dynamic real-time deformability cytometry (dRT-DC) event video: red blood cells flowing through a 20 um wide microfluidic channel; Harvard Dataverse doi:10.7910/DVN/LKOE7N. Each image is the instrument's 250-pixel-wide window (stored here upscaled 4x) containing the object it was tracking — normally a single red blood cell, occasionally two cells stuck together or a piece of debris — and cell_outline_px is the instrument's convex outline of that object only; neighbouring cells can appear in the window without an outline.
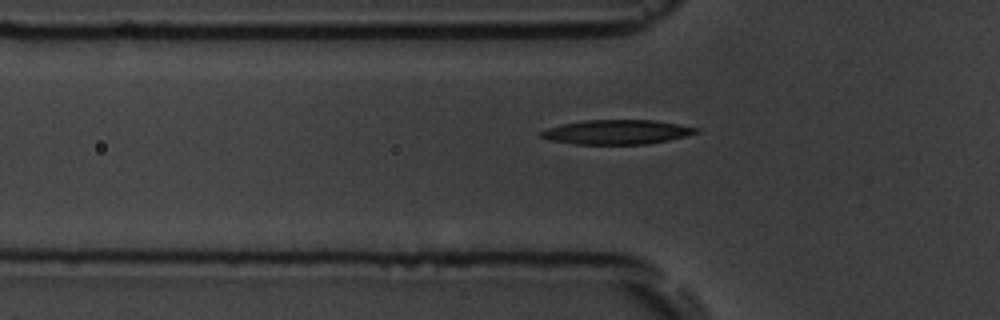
{"species": "common noctule bat (a hibernating species)", "species_latin": "Nyctalus noctula", "temperature_condition": "room temperature", "stored_images_in_passage": 35, "camera_frame_rate_fps": 3000, "um_per_image_px": 0.085, "animal": {"sex": "male", "body_mass_g": 19.5, "forearm_length_mm": 54.6}, "frame": {"image": 1, "passage_image": 4, "time_ms": 1.0, "image_size_px": [1000, 320], "cell_outline_px": [[700, 132], [668, 140], [644, 144], [576, 144], [552, 140], [540, 136], [540, 132], [548, 128], [564, 124], [584, 120], [656, 120], [700, 128]], "centroid_in_image_um": [52.48, 11.22], "position_along_channel_um": 73.3, "area_um2": 21.85}}
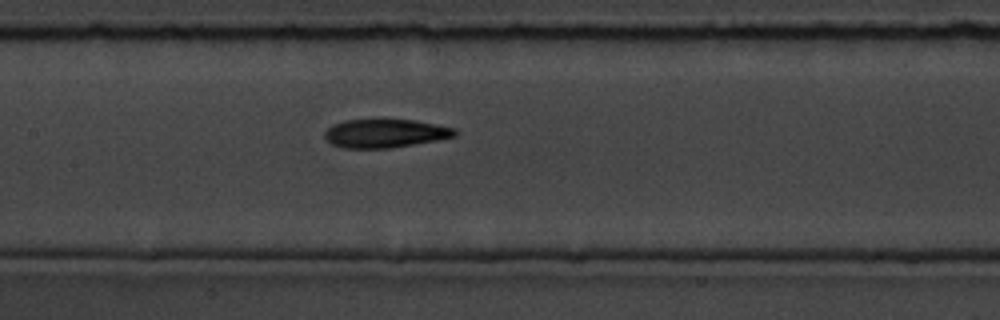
{"frame": {"image": 2, "passage_image": 12, "time_ms": 3.667, "image_size_px": [1000, 320], "cell_outline_px": [[460, 132], [456, 136], [436, 140], [388, 148], [344, 148], [332, 144], [324, 136], [324, 132], [332, 124], [344, 120], [416, 120], [456, 128]], "centroid_in_image_um": [32.76, 11.33], "position_along_channel_um": 174.6, "area_um2": 21.56}}
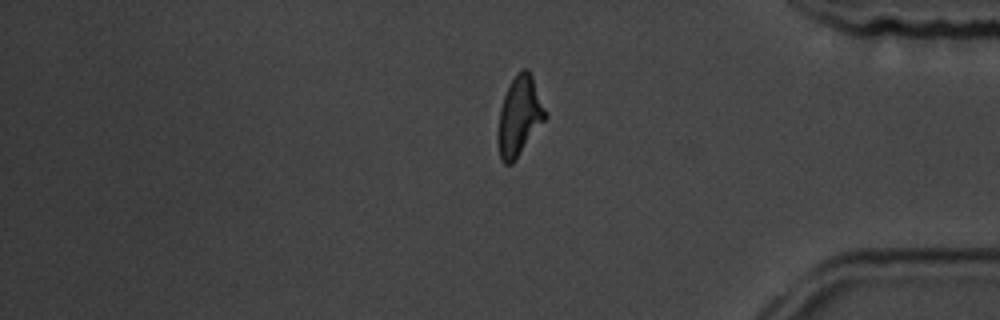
{"frame": {"image": 3, "passage_image": 31, "time_ms": 10.0, "image_size_px": [1000, 320], "cell_outline_px": [[548, 116], [512, 164], [504, 164], [500, 156], [496, 140], [496, 132], [500, 108], [504, 96], [516, 72], [524, 68], [528, 68], [532, 76], [548, 112]], "centroid_in_image_um": [44.14, 9.87], "position_along_channel_um": 391.1, "area_um2": 22.14}, "authors_computed_cell_mechanics": {"area_um2": 21.8484, "velocity_mm_per_s": 3.7745, "shape_relaxation_time_tau1_ms": 4.0764, "shape_relaxation_time_tau2_ms": 3.8025, "deformation_change_tau1": 0.1754, "deformation_change_tau2": 0.1287}}